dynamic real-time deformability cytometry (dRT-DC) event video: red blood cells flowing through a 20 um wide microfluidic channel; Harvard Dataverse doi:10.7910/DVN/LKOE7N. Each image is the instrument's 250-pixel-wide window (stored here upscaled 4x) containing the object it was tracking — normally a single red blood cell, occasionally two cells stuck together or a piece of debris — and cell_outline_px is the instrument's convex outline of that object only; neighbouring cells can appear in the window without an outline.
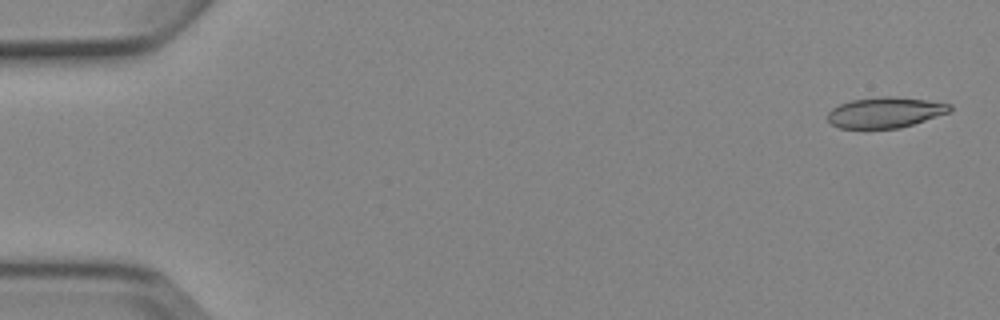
{"species": "Egyptian fruit bat (a non-hibernating species)", "species_latin": "Rousettus aegyptiacus", "temperature_condition": "cold", "stored_images_in_passage": 5, "camera_frame_rate_fps": 3000, "um_per_image_px": 0.085, "animal": {"sex": "female"}, "frame": {"image": 1, "passage_image": 1, "time_ms": 0.0, "image_size_px": [1000, 320], "cell_outline_px": [[952, 108], [948, 112], [900, 128], [840, 128], [832, 124], [828, 120], [828, 112], [832, 108], [840, 104], [852, 100], [880, 96], [888, 96], [924, 100], [952, 104]], "centroid_in_image_um": [75.21, 9.55], "position_along_channel_um": 9.8, "area_um2": 21.44}}
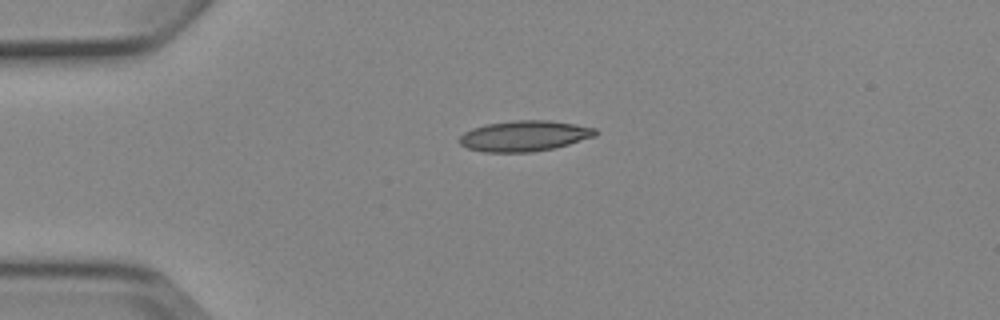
{"frame": {"image": 2, "passage_image": 4, "time_ms": 3.667, "image_size_px": [1000, 320], "cell_outline_px": [[596, 136], [568, 144], [552, 148], [532, 152], [484, 152], [468, 148], [460, 144], [460, 136], [464, 132], [472, 128], [488, 124], [512, 120], [548, 120], [576, 124], [596, 128]], "centroid_in_image_um": [44.57, 11.55], "position_along_channel_um": 40.4, "area_um2": 24.16}}